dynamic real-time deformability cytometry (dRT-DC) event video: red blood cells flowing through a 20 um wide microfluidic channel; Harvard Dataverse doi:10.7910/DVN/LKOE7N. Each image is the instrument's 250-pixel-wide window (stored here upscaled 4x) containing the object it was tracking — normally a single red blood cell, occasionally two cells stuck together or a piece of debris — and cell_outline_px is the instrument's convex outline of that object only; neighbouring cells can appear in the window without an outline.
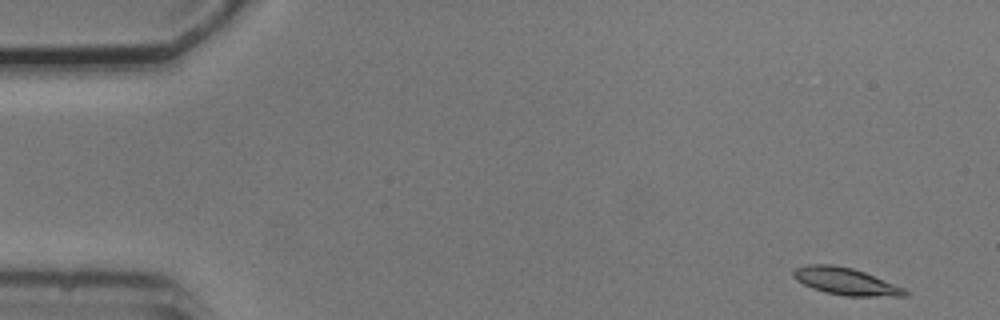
{"species": "common noctule bat (a hibernating species)", "species_latin": "Nyctalus noctula", "temperature_condition": "cold", "stored_images_in_passage": 52, "camera_frame_rate_fps": 3000, "um_per_image_px": 0.085, "animal": {"sex": "male", "body_mass_g": 20.5, "forearm_length_mm": 52.5}, "frame": {"image": 1, "passage_image": 1, "time_ms": 0.0, "image_size_px": [1000, 320], "cell_outline_px": [[908, 296], [844, 296], [824, 292], [812, 288], [796, 280], [792, 276], [792, 272], [796, 268], [808, 264], [832, 264], [852, 268], [864, 272], [904, 288], [908, 292]], "centroid_in_image_um": [71.85, 23.91], "position_along_channel_um": 13.2, "area_um2": 17.57}}
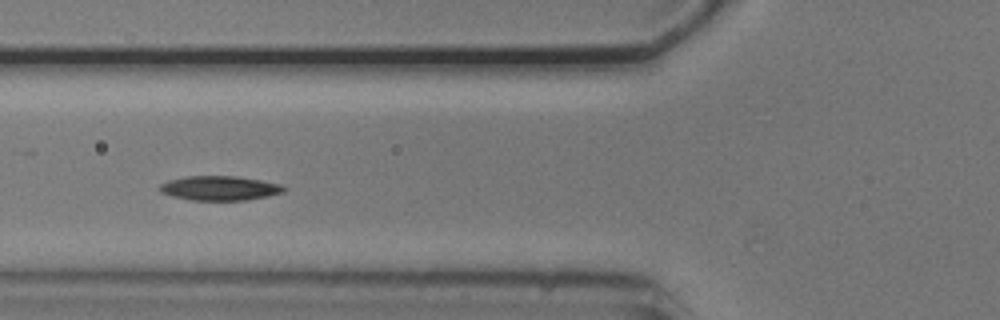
{"frame": {"image": 2, "passage_image": 18, "time_ms": 5.667, "image_size_px": [1000, 320], "cell_outline_px": [[288, 188], [284, 192], [268, 196], [248, 200], [188, 200], [172, 196], [160, 192], [160, 184], [168, 180], [188, 176], [236, 176], [260, 180], [280, 184]], "centroid_in_image_um": [18.68, 16.0], "position_along_channel_um": 107.1, "area_um2": 17.74}}
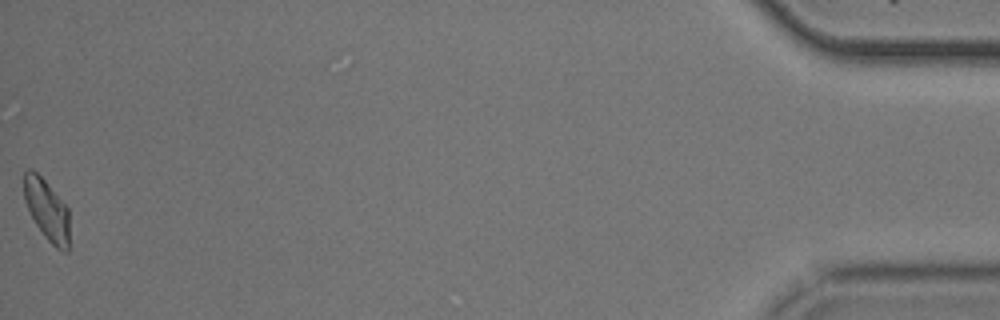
{"frame": {"image": 3, "passage_image": 52, "time_ms": 17.0, "image_size_px": [1000, 320], "cell_outline_px": [[68, 252], [64, 252], [56, 248], [44, 236], [36, 224], [24, 200], [24, 172], [28, 168], [32, 168], [44, 180], [68, 208]], "centroid_in_image_um": [3.97, 17.84], "position_along_channel_um": 431.2, "area_um2": 15.9}, "authors_computed_cell_mechanics": {"area_um2": 16.8776, "velocity_mm_per_s": 3.7186, "shape_relaxation_time_tau1_ms": 3.2241, "shape_relaxation_time_tau2_ms": 7.559, "deformation_change_tau1": 0.0981, "deformation_change_tau2": 0.1176}}